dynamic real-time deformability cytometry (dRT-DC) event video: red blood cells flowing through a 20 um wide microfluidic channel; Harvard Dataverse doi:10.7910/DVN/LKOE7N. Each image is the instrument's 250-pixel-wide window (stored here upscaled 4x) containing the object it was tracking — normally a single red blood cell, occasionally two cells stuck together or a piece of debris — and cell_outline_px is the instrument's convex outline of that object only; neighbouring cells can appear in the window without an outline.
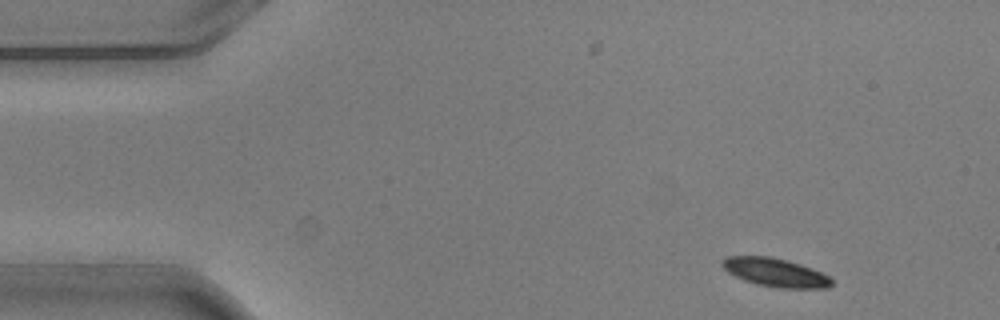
{"species": "common noctule bat (a hibernating species)", "species_latin": "Nyctalus noctula", "temperature_condition": "warm", "stored_images_in_passage": 5, "camera_frame_rate_fps": 3000, "um_per_image_px": 0.085, "animal": {"sex": "male", "body_mass_g": 20.5, "forearm_length_mm": 52.5}, "frame": {"image": 1, "passage_image": 1, "time_ms": 0.0, "image_size_px": [1000, 320], "cell_outline_px": [[832, 284], [828, 288], [780, 288], [756, 284], [744, 280], [728, 272], [720, 264], [720, 260], [728, 256], [768, 256], [800, 264], [812, 268], [828, 276], [832, 280]], "centroid_in_image_um": [65.88, 23.16], "position_along_channel_um": 19.1, "area_um2": 18.03}}
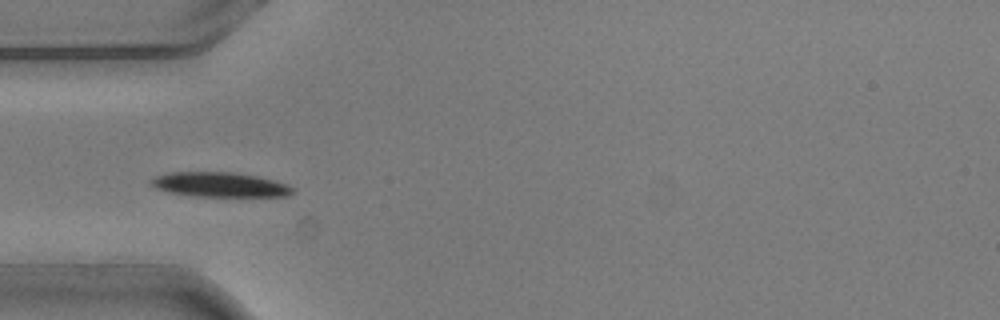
{"frame": {"image": 2, "passage_image": 4, "time_ms": 1.0, "image_size_px": [1000, 320], "cell_outline_px": [[296, 192], [288, 196], [192, 196], [172, 192], [156, 188], [148, 184], [148, 180], [152, 176], [168, 172], [232, 172], [256, 176], [276, 180], [288, 184]], "centroid_in_image_um": [18.65, 15.68], "position_along_channel_um": 66.3, "area_um2": 20.58}}